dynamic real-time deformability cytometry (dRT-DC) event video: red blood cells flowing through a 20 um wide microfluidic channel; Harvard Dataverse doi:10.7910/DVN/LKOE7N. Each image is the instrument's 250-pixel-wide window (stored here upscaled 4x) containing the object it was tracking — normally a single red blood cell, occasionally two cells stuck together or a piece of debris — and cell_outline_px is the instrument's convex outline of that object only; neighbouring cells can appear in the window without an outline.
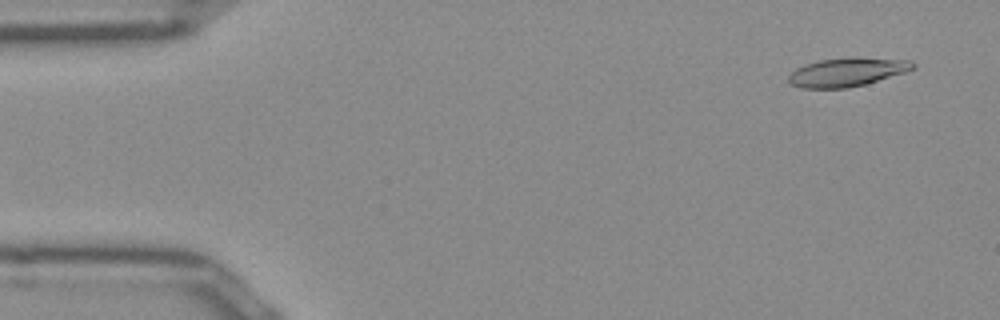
{"species": "Egyptian fruit bat (a non-hibernating species)", "species_latin": "Rousettus aegyptiacus", "temperature_condition": "room temperature", "stored_images_in_passage": 50, "camera_frame_rate_fps": 3000, "um_per_image_px": 0.085, "frame": {"image": 1, "passage_image": 3, "time_ms": 0.667, "image_size_px": [1000, 320], "cell_outline_px": [[916, 68], [904, 72], [864, 84], [848, 88], [800, 88], [792, 84], [788, 80], [788, 76], [796, 68], [804, 64], [820, 60], [856, 56], [912, 60], [916, 64]], "centroid_in_image_um": [72.02, 6.1], "position_along_channel_um": 13.0, "area_um2": 20.92}}
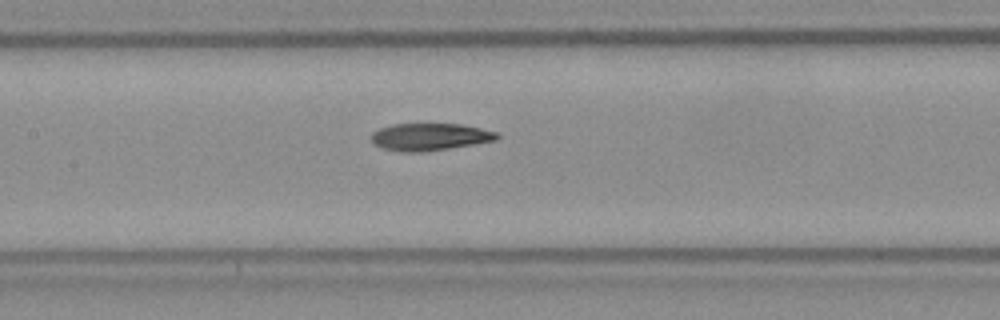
{"frame": {"image": 2, "passage_image": 23, "time_ms": 7.333, "image_size_px": [1000, 320], "cell_outline_px": [[500, 136], [496, 140], [448, 148], [420, 152], [400, 152], [380, 148], [372, 144], [372, 132], [380, 128], [392, 124], [464, 124], [496, 132]], "centroid_in_image_um": [36.48, 11.63], "position_along_channel_um": 170.9, "area_um2": 19.94}}
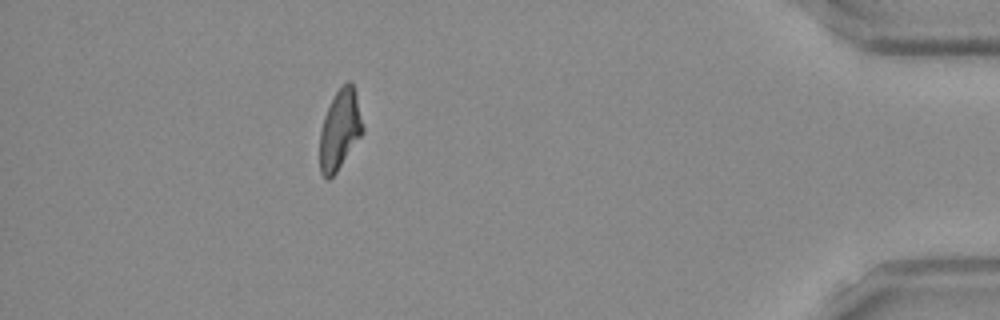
{"frame": {"image": 3, "passage_image": 45, "time_ms": 14.667, "image_size_px": [1000, 320], "cell_outline_px": [[364, 132], [336, 172], [328, 180], [320, 172], [320, 132], [324, 116], [336, 92], [348, 80], [352, 80], [364, 128]], "centroid_in_image_um": [28.89, 11.03], "position_along_channel_um": 406.3, "area_um2": 19.71}, "authors_computed_cell_mechanics": {"area_um2": 20.6635, "velocity_mm_per_s": 3.9726, "shape_relaxation_time_tau1_ms": 10.1474, "shape_relaxation_time_tau2_ms": 4.2026, "deformation_change_tau1": 0.2575, "deformation_change_tau2": 0.1275}}